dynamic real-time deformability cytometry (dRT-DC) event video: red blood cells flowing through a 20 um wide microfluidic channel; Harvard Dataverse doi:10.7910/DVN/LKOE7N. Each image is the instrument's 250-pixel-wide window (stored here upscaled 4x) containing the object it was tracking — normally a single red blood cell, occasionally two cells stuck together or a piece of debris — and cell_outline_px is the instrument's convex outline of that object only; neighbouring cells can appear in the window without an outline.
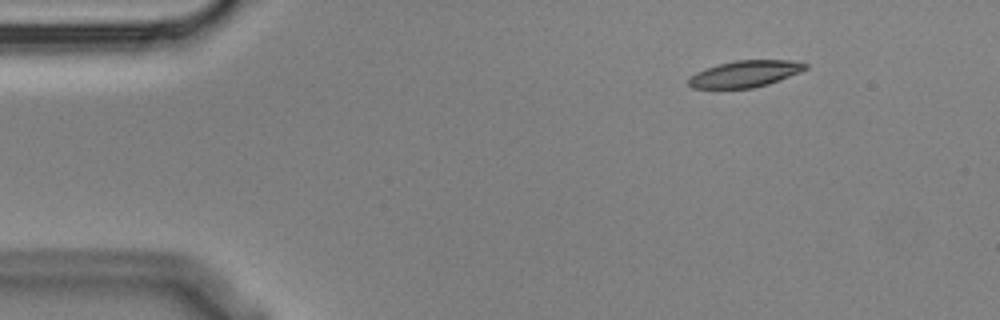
{"species": "Egyptian fruit bat (a non-hibernating species)", "species_latin": "Rousettus aegyptiacus", "temperature_condition": "cold", "stored_images_in_passage": 7, "camera_frame_rate_fps": 3000, "um_per_image_px": 0.085, "animal": {"sex": "male"}, "frame": {"image": 1, "passage_image": 1, "time_ms": 0.0, "image_size_px": [1000, 320], "cell_outline_px": [[808, 68], [800, 72], [768, 84], [752, 88], [692, 88], [688, 84], [688, 80], [696, 72], [704, 68], [736, 60], [788, 60], [808, 64]], "centroid_in_image_um": [63.33, 6.27], "position_along_channel_um": 21.7, "area_um2": 17.92}}
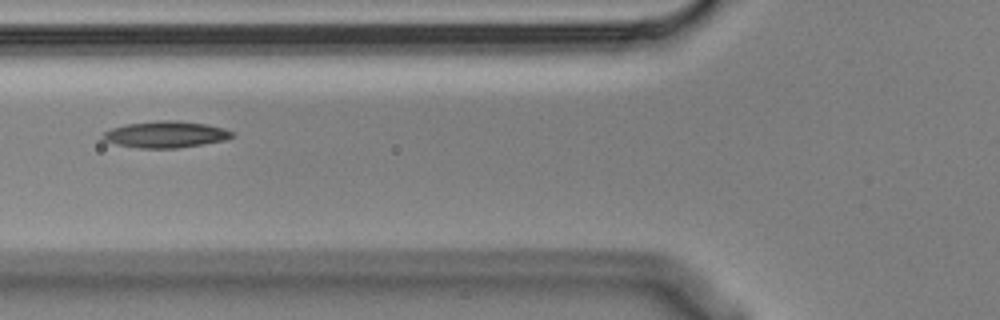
{"frame": {"image": 2, "passage_image": 5, "time_ms": 1.333, "image_size_px": [1000, 320], "cell_outline_px": [[236, 136], [228, 140], [204, 144], [176, 148], [140, 148], [116, 144], [104, 140], [100, 136], [104, 132], [112, 128], [124, 124], [160, 120], [176, 120], [208, 124], [224, 128], [236, 132]], "centroid_in_image_um": [14.15, 11.42], "position_along_channel_um": 111.7, "area_um2": 20.29}}
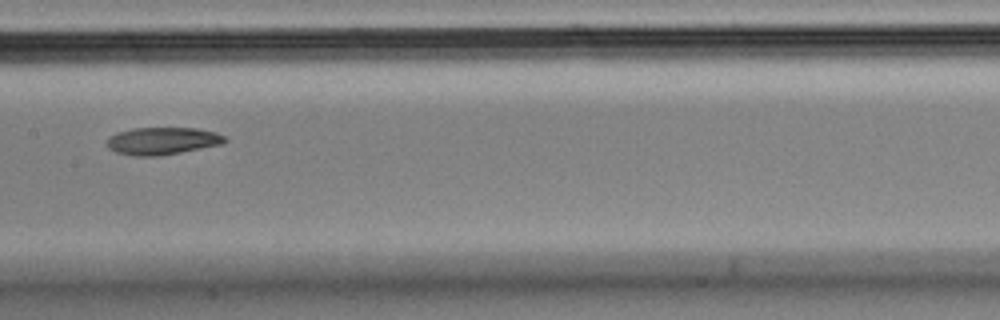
{"frame": {"image": 3, "passage_image": 7, "time_ms": 2.0, "image_size_px": [1000, 320], "cell_outline_px": [[228, 140], [224, 144], [160, 156], [136, 156], [116, 152], [108, 148], [108, 136], [116, 132], [132, 128], [196, 128], [216, 132], [224, 136]], "centroid_in_image_um": [13.82, 11.97], "position_along_channel_um": 193.6, "area_um2": 18.96}}